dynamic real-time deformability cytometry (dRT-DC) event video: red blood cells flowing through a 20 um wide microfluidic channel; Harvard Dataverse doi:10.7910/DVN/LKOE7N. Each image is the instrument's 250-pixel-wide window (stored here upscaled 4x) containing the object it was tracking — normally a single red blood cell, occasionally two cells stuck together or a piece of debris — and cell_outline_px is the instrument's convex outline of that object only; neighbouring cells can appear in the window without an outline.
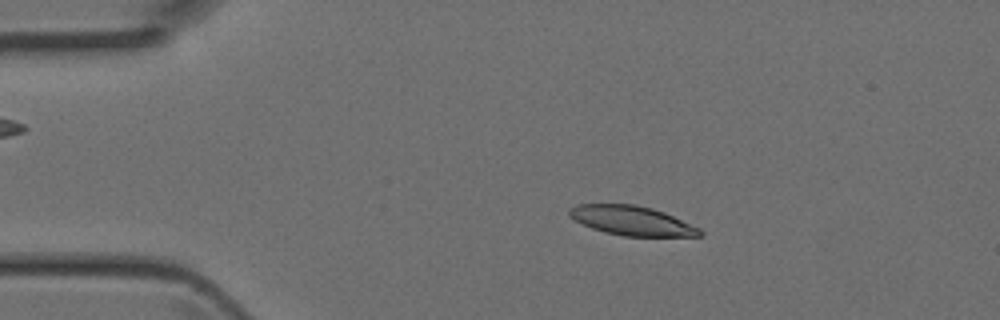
{"species": "Egyptian fruit bat (a non-hibernating species)", "species_latin": "Rousettus aegyptiacus", "temperature_condition": "room temperature", "stored_images_in_passage": 4, "camera_frame_rate_fps": 3000, "um_per_image_px": 0.085, "animal": {"sex": "female"}, "frame": {"image": 1, "passage_image": 3, "time_ms": 0.667, "image_size_px": [1000, 320], "cell_outline_px": [[704, 236], [624, 236], [604, 232], [592, 228], [576, 220], [568, 212], [568, 208], [576, 204], [636, 204], [652, 208], [664, 212], [700, 228], [704, 232]], "centroid_in_image_um": [53.74, 18.75], "position_along_channel_um": 31.3, "area_um2": 22.31}}